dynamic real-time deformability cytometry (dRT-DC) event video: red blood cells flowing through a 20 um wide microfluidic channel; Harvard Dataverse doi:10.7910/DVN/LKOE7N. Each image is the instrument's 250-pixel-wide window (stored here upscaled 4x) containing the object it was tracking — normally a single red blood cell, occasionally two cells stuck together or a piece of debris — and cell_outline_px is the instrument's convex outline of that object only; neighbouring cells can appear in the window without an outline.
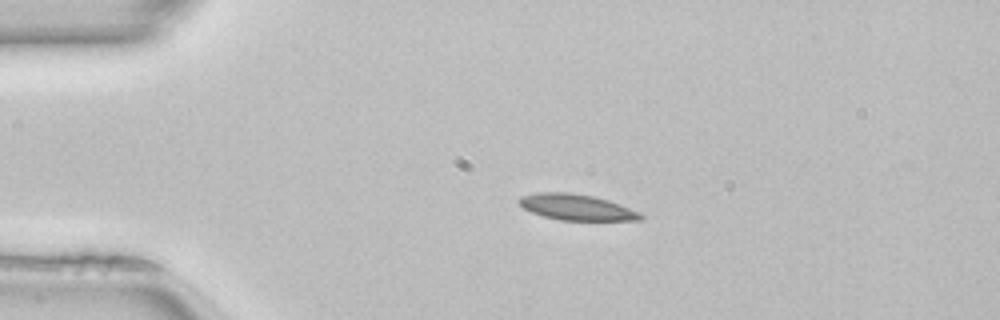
{"species": "common noctule bat (a hibernating species)", "species_latin": "Nyctalus noctula", "temperature_condition": "room temperature", "stored_images_in_passage": 40, "camera_frame_rate_fps": 3000, "um_per_image_px": 0.085, "animal": {"sex": "female", "body_mass_g": 22.7, "forearm_length_mm": 54.2}, "frame": {"image": 1, "passage_image": 1, "time_ms": 0.0, "image_size_px": [1000, 320], "cell_outline_px": [[644, 216], [640, 220], [560, 220], [544, 216], [532, 212], [524, 208], [516, 200], [520, 196], [536, 192], [568, 192], [592, 196], [608, 200], [620, 204], [640, 212]], "centroid_in_image_um": [48.99, 17.6], "position_along_channel_um": 36.0, "area_um2": 18.32}}
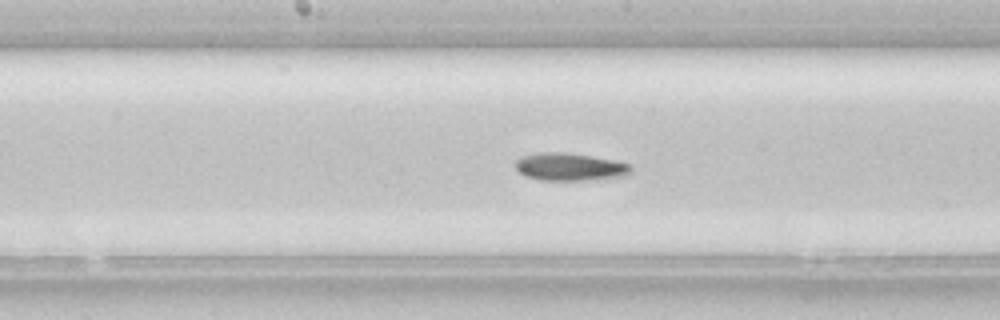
{"frame": {"image": 2, "passage_image": 16, "time_ms": 5.0, "image_size_px": [1000, 320], "cell_outline_px": [[632, 172], [628, 176], [588, 180], [540, 180], [524, 176], [516, 168], [516, 160], [524, 156], [540, 152], [560, 152], [588, 156], [612, 160], [632, 164]], "centroid_in_image_um": [48.47, 14.2], "position_along_channel_um": 199.7, "area_um2": 18.55}}
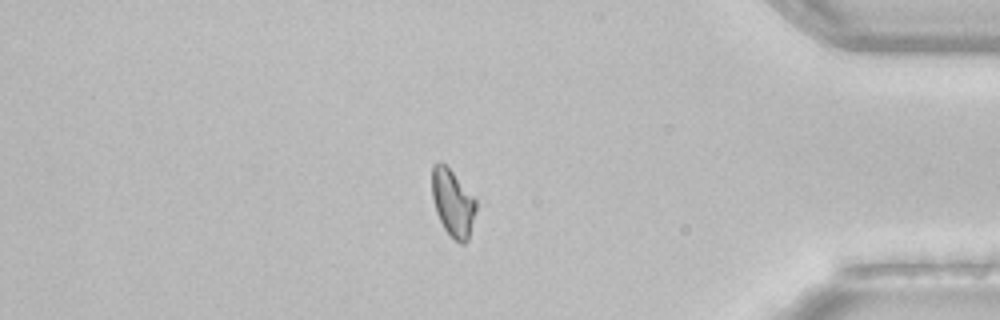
{"frame": {"image": 3, "passage_image": 33, "time_ms": 10.667, "image_size_px": [1000, 320], "cell_outline_px": [[476, 208], [468, 240], [464, 244], [460, 244], [444, 228], [436, 212], [432, 196], [432, 164], [440, 160], [452, 172], [476, 200]], "centroid_in_image_um": [38.47, 17.23], "position_along_channel_um": 396.7, "area_um2": 16.88}}